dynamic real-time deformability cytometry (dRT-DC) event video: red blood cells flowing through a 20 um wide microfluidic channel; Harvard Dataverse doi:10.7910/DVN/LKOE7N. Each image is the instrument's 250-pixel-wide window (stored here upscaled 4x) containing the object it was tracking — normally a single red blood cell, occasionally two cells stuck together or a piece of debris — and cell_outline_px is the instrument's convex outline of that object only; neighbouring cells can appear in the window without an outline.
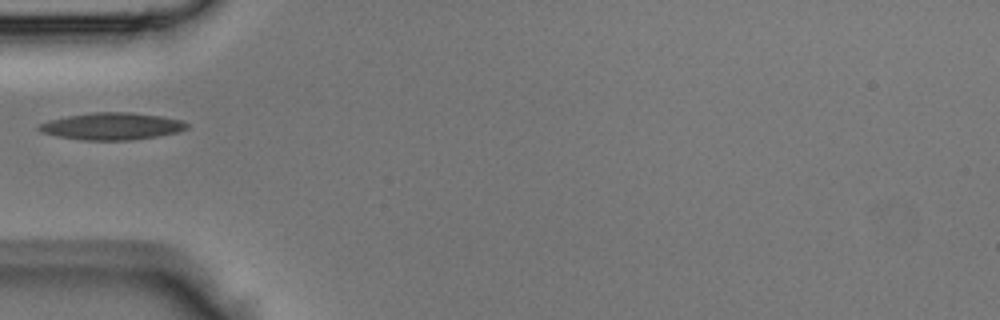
{"species": "Egyptian fruit bat (a non-hibernating species)", "species_latin": "Rousettus aegyptiacus", "temperature_condition": "room temperature", "stored_images_in_passage": 3, "camera_frame_rate_fps": 3000, "um_per_image_px": 0.085, "animal": {"sex": "male"}, "frame": {"image": 1, "passage_image": 1, "time_ms": 0.0, "image_size_px": [1000, 320], "cell_outline_px": [[188, 128], [176, 132], [156, 136], [128, 140], [84, 140], [60, 136], [40, 132], [36, 128], [40, 124], [52, 120], [68, 116], [92, 112], [128, 112], [160, 116], [180, 120], [188, 124]], "centroid_in_image_um": [9.5, 10.73], "position_along_channel_um": 75.5, "area_um2": 22.89}}